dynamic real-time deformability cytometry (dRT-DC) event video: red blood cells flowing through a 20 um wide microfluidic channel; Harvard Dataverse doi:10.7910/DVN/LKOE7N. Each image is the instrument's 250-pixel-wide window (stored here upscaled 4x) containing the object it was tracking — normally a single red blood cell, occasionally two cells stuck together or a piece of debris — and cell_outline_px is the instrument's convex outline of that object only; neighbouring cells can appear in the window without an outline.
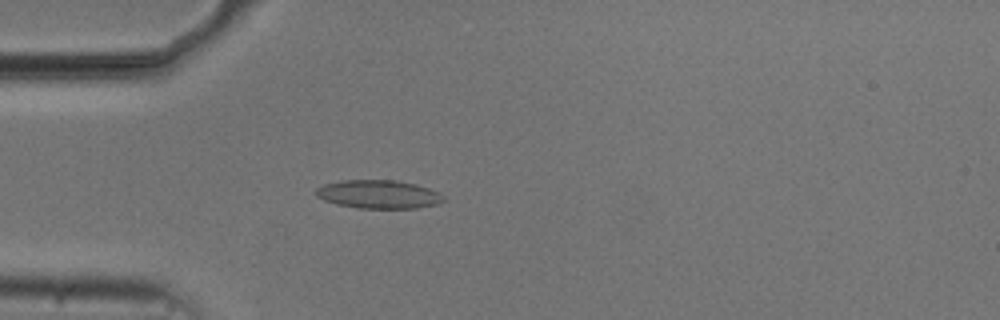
{"species": "common noctule bat (a hibernating species)", "species_latin": "Nyctalus noctula", "temperature_condition": "cold", "stored_images_in_passage": 52, "camera_frame_rate_fps": 3000, "um_per_image_px": 0.085, "animal": {"sex": "male", "body_mass_g": 20.5, "forearm_length_mm": 52.5}, "frame": {"image": 1, "passage_image": 14, "time_ms": 4.333, "image_size_px": [1000, 320], "cell_outline_px": [[444, 200], [440, 204], [416, 208], [356, 208], [336, 204], [324, 200], [316, 196], [316, 188], [324, 184], [344, 180], [396, 180], [416, 184], [440, 192], [444, 196]], "centroid_in_image_um": [32.2, 16.52], "position_along_channel_um": 52.8, "area_um2": 21.27}}
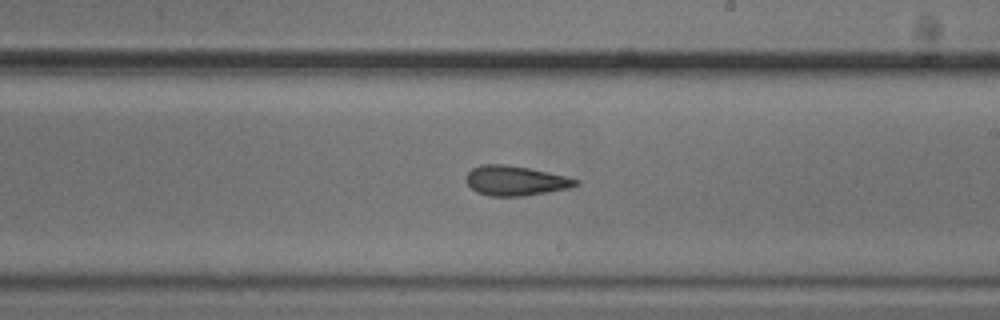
{"frame": {"image": 2, "passage_image": 30, "time_ms": 9.667, "image_size_px": [1000, 320], "cell_outline_px": [[580, 184], [568, 188], [524, 196], [488, 196], [476, 192], [464, 180], [464, 176], [472, 168], [480, 164], [504, 164], [528, 168], [548, 172], [580, 180]], "centroid_in_image_um": [43.76, 15.36], "position_along_channel_um": 245.2, "area_um2": 19.07}}
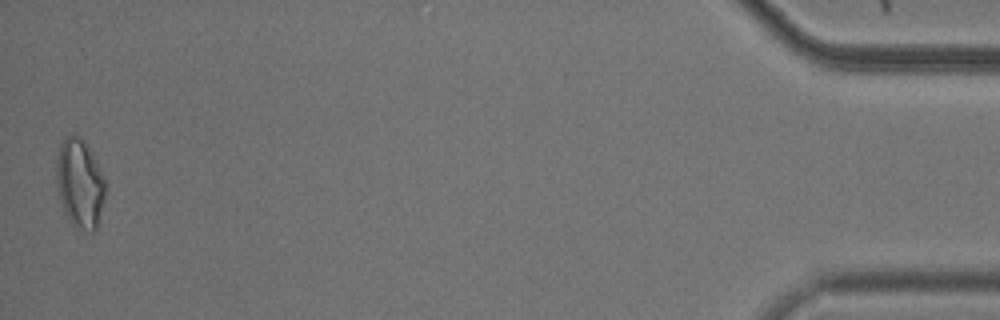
{"frame": {"image": 3, "passage_image": 52, "time_ms": 17.0, "image_size_px": [1000, 320], "cell_outline_px": [[104, 200], [96, 228], [92, 232], [84, 232], [72, 224], [68, 220], [56, 184], [56, 160], [60, 144], [68, 136], [80, 136], [84, 140], [96, 160], [104, 180]], "centroid_in_image_um": [6.77, 15.6], "position_along_channel_um": 428.4, "area_um2": 25.03}, "authors_computed_cell_mechanics": {"area_um2": 19.6809, "velocity_mm_per_s": 3.7427, "shape_relaxation_time_tau1_ms": 5.9084, "shape_relaxation_time_tau2_ms": 1.8638, "deformation_change_tau1": 0.1432, "deformation_change_tau2": 0.1015}}